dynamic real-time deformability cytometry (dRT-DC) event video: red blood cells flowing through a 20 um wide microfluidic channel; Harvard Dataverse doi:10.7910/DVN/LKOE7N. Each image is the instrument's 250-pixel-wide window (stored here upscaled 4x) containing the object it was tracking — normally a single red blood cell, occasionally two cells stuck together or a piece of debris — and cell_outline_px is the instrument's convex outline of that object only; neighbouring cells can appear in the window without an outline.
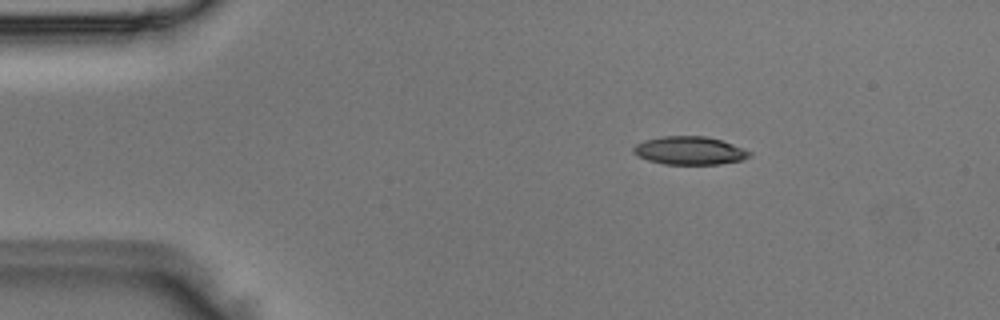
{"species": "Egyptian fruit bat (a non-hibernating species)", "species_latin": "Rousettus aegyptiacus", "temperature_condition": "room temperature", "stored_images_in_passage": 5, "camera_frame_rate_fps": 3000, "um_per_image_px": 0.085, "animal": {"sex": "male"}, "frame": {"image": 1, "passage_image": 2, "time_ms": 0.333, "image_size_px": [1000, 320], "cell_outline_px": [[752, 156], [740, 160], [720, 164], [664, 164], [648, 160], [632, 152], [632, 148], [636, 144], [644, 140], [660, 136], [708, 136], [744, 148], [752, 152]], "centroid_in_image_um": [58.62, 12.79], "position_along_channel_um": 26.4, "area_um2": 19.07}}
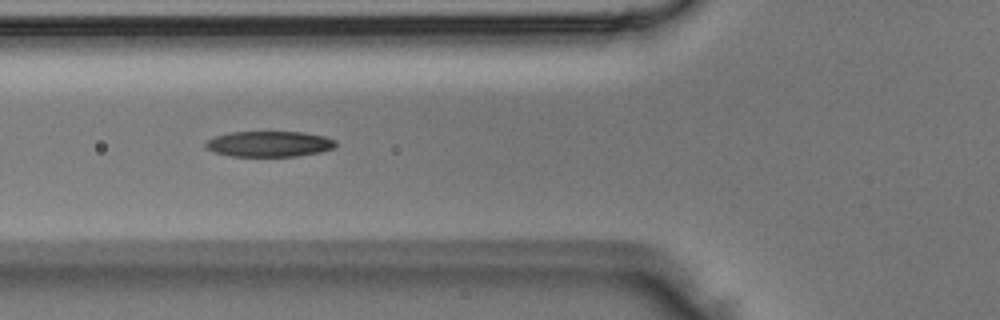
{"frame": {"image": 2, "passage_image": 5, "time_ms": 1.333, "image_size_px": [1000, 320], "cell_outline_px": [[336, 148], [320, 152], [296, 156], [232, 156], [212, 152], [204, 148], [204, 140], [228, 132], [304, 132], [324, 136], [336, 140]], "centroid_in_image_um": [22.85, 12.23], "position_along_channel_um": 103.0, "area_um2": 19.71}}